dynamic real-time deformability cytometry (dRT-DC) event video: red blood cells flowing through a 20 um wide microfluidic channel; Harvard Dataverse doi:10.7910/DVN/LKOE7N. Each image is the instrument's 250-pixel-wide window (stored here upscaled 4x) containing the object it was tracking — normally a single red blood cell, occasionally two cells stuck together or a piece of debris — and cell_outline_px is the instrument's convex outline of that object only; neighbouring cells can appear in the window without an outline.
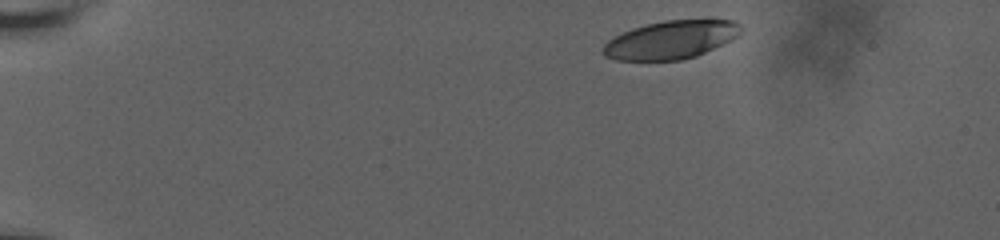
{"species": "human", "species_latin": "Homo sapiens", "temperature_condition": "room temperature", "stored_images_in_passage": 34, "camera_frame_rate_fps": 3000, "um_per_image_px": 0.085, "donor": {"sex": "male"}, "frame": {"image": 1, "passage_image": 1, "time_ms": 0.0, "image_size_px": [1000, 240], "cell_outline_px": [[744, 28], [740, 36], [732, 40], [696, 56], [680, 60], [616, 60], [604, 56], [600, 52], [600, 48], [608, 40], [632, 28], [664, 20], [708, 16], [712, 16], [732, 20], [740, 24]], "centroid_in_image_um": [57.12, 3.33], "position_along_channel_um": 27.9, "area_um2": 31.85}}
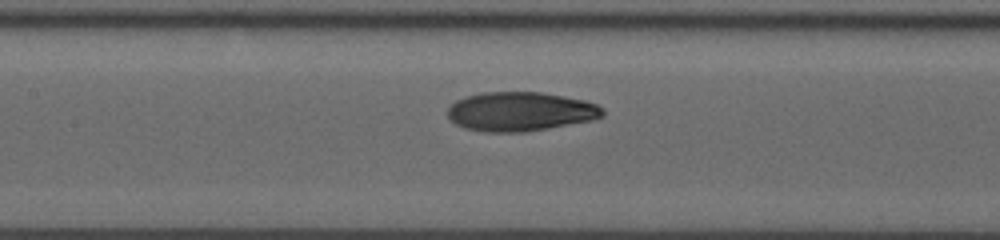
{"frame": {"image": 2, "passage_image": 21, "time_ms": 6.667, "image_size_px": [1000, 240], "cell_outline_px": [[604, 116], [592, 120], [548, 128], [524, 132], [484, 132], [464, 128], [456, 124], [448, 116], [448, 108], [456, 100], [480, 92], [544, 92], [584, 100], [596, 104], [604, 108]], "centroid_in_image_um": [44.24, 9.48], "position_along_channel_um": 163.2, "area_um2": 35.43}}
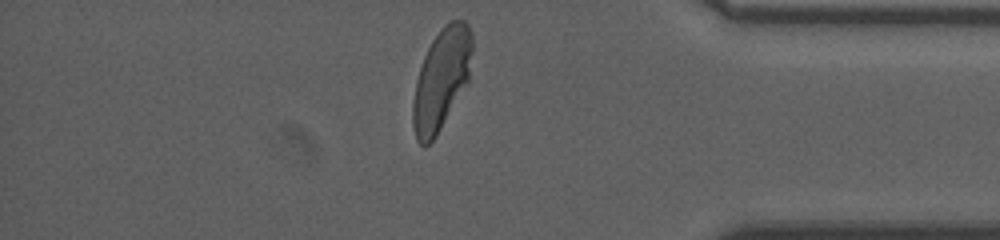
{"frame": {"image": 3, "passage_image": 34, "time_ms": 13.667, "image_size_px": [1000, 240], "cell_outline_px": [[472, 52], [468, 80], [436, 136], [424, 148], [416, 140], [412, 124], [412, 104], [416, 80], [424, 56], [432, 40], [444, 24], [452, 20], [464, 20], [468, 24], [472, 32]], "centroid_in_image_um": [37.5, 6.72], "position_along_channel_um": 397.7, "area_um2": 34.74}, "authors_computed_cell_mechanics": {"area_um2": 35.1424, "velocity_mm_per_s": 3.6503, "shape_relaxation_time_tau1_ms": 5.3836, "shape_relaxation_time_tau2_ms": 1.421, "deformation_change_tau1": 0.2043, "deformation_change_tau2": 0.0626}}